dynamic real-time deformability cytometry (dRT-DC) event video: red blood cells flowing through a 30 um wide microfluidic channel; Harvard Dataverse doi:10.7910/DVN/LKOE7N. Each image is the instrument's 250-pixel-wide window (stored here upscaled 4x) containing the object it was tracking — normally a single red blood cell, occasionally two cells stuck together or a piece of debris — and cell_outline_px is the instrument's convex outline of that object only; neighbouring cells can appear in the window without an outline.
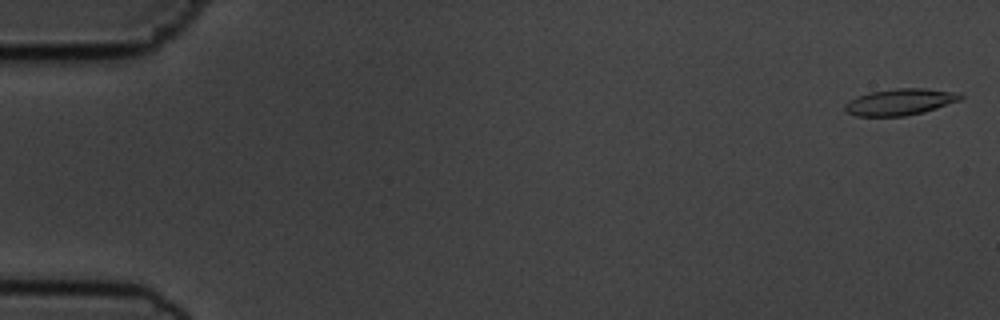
{"species": "common noctule bat (a hibernating species)", "species_latin": "Nyctalus noctula", "temperature_condition": "cold", "stored_images_in_passage": 56, "segment_of_instrument_passage": [1, 2], "camera_frame_rate_fps": 3000, "um_per_image_px": 0.085, "animal": {"sex": "male", "body_mass_g": 19.5, "forearm_length_mm": 54.6}, "frame": {"image": 1, "passage_image": 2, "time_ms": 0.333, "image_size_px": [1000, 320], "cell_outline_px": [[964, 96], [960, 100], [924, 112], [904, 116], [856, 116], [848, 112], [844, 108], [844, 104], [848, 100], [856, 96], [872, 92], [896, 88], [924, 88], [960, 92]], "centroid_in_image_um": [76.51, 8.66], "position_along_channel_um": 8.5, "area_um2": 17.86}}
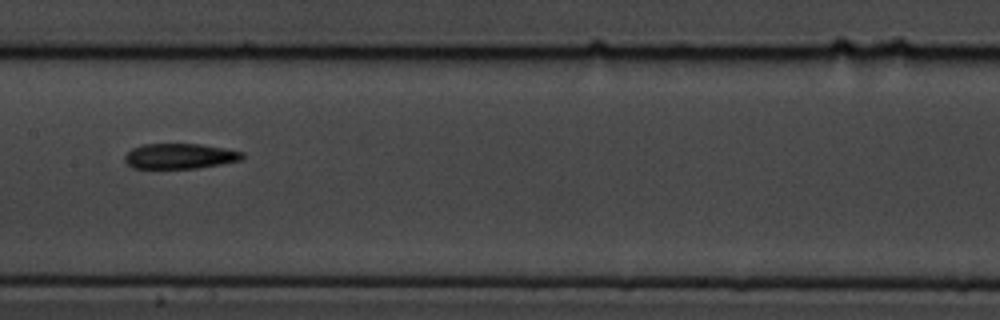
{"frame": {"image": 2, "passage_image": 29, "time_ms": 9.333, "image_size_px": [1000, 320], "cell_outline_px": [[244, 156], [240, 160], [220, 164], [196, 168], [132, 168], [124, 160], [124, 156], [132, 148], [144, 144], [200, 144], [224, 148], [244, 152]], "centroid_in_image_um": [15.27, 13.27], "position_along_channel_um": 192.1, "area_um2": 17.22}}
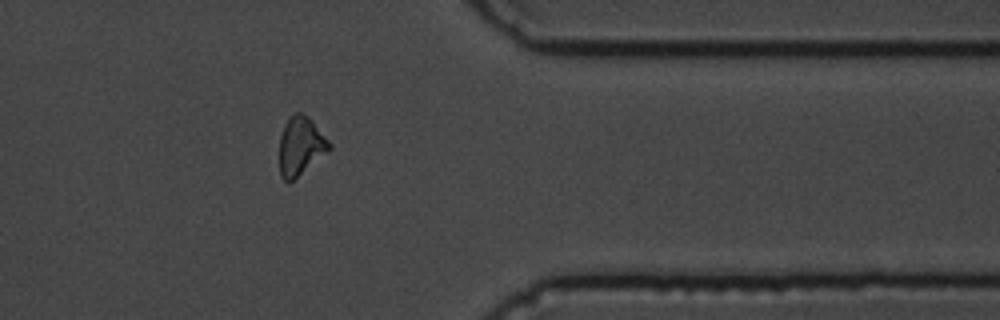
{"frame": {"image": 3, "passage_image": 46, "time_ms": 15.0, "image_size_px": [1000, 320], "cell_outline_px": [[332, 148], [328, 152], [288, 184], [280, 176], [280, 136], [284, 124], [288, 116], [296, 112], [300, 112], [308, 116], [312, 120], [332, 144]], "centroid_in_image_um": [25.55, 12.4], "position_along_channel_um": 385.8, "area_um2": 17.17}}